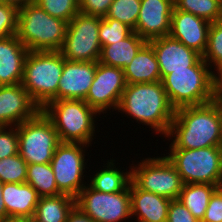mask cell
Returning <instances> with one entry per match:
<instances>
[{"instance_id":"1","label":"cell","mask_w":222,"mask_h":222,"mask_svg":"<svg viewBox=\"0 0 222 222\" xmlns=\"http://www.w3.org/2000/svg\"><path fill=\"white\" fill-rule=\"evenodd\" d=\"M166 137H175L169 144L170 149L221 146L222 99L176 109Z\"/></svg>"},{"instance_id":"2","label":"cell","mask_w":222,"mask_h":222,"mask_svg":"<svg viewBox=\"0 0 222 222\" xmlns=\"http://www.w3.org/2000/svg\"><path fill=\"white\" fill-rule=\"evenodd\" d=\"M117 110L164 136L167 135L175 114L161 81L126 84Z\"/></svg>"},{"instance_id":"3","label":"cell","mask_w":222,"mask_h":222,"mask_svg":"<svg viewBox=\"0 0 222 222\" xmlns=\"http://www.w3.org/2000/svg\"><path fill=\"white\" fill-rule=\"evenodd\" d=\"M201 57L187 69L172 70L162 80L171 106L176 110L185 106L201 105L217 98L214 74Z\"/></svg>"},{"instance_id":"4","label":"cell","mask_w":222,"mask_h":222,"mask_svg":"<svg viewBox=\"0 0 222 222\" xmlns=\"http://www.w3.org/2000/svg\"><path fill=\"white\" fill-rule=\"evenodd\" d=\"M67 25L33 2L19 8L16 36L29 51H60Z\"/></svg>"},{"instance_id":"5","label":"cell","mask_w":222,"mask_h":222,"mask_svg":"<svg viewBox=\"0 0 222 222\" xmlns=\"http://www.w3.org/2000/svg\"><path fill=\"white\" fill-rule=\"evenodd\" d=\"M63 67L64 57L60 51L28 52L21 84L41 110L50 101L57 100Z\"/></svg>"},{"instance_id":"6","label":"cell","mask_w":222,"mask_h":222,"mask_svg":"<svg viewBox=\"0 0 222 222\" xmlns=\"http://www.w3.org/2000/svg\"><path fill=\"white\" fill-rule=\"evenodd\" d=\"M42 111L52 121L61 142L91 145L98 113L84 100H53Z\"/></svg>"},{"instance_id":"7","label":"cell","mask_w":222,"mask_h":222,"mask_svg":"<svg viewBox=\"0 0 222 222\" xmlns=\"http://www.w3.org/2000/svg\"><path fill=\"white\" fill-rule=\"evenodd\" d=\"M172 162L184 184L222 185V146L199 149H170Z\"/></svg>"},{"instance_id":"8","label":"cell","mask_w":222,"mask_h":222,"mask_svg":"<svg viewBox=\"0 0 222 222\" xmlns=\"http://www.w3.org/2000/svg\"><path fill=\"white\" fill-rule=\"evenodd\" d=\"M18 154L27 164L51 163L61 143L52 121L40 110L17 126Z\"/></svg>"},{"instance_id":"9","label":"cell","mask_w":222,"mask_h":222,"mask_svg":"<svg viewBox=\"0 0 222 222\" xmlns=\"http://www.w3.org/2000/svg\"><path fill=\"white\" fill-rule=\"evenodd\" d=\"M137 165L130 169L131 181L139 189L171 200L179 198L184 183L165 154L163 157L145 158Z\"/></svg>"},{"instance_id":"10","label":"cell","mask_w":222,"mask_h":222,"mask_svg":"<svg viewBox=\"0 0 222 222\" xmlns=\"http://www.w3.org/2000/svg\"><path fill=\"white\" fill-rule=\"evenodd\" d=\"M100 16L79 12L67 25L62 56L69 61L98 62L102 46L99 42Z\"/></svg>"},{"instance_id":"11","label":"cell","mask_w":222,"mask_h":222,"mask_svg":"<svg viewBox=\"0 0 222 222\" xmlns=\"http://www.w3.org/2000/svg\"><path fill=\"white\" fill-rule=\"evenodd\" d=\"M77 206L95 222H123L132 218L130 185L117 193H103L85 186L75 198Z\"/></svg>"},{"instance_id":"12","label":"cell","mask_w":222,"mask_h":222,"mask_svg":"<svg viewBox=\"0 0 222 222\" xmlns=\"http://www.w3.org/2000/svg\"><path fill=\"white\" fill-rule=\"evenodd\" d=\"M83 143L61 142L56 148L51 166L58 190L61 194L76 198L86 186L84 179L85 150Z\"/></svg>"},{"instance_id":"13","label":"cell","mask_w":222,"mask_h":222,"mask_svg":"<svg viewBox=\"0 0 222 222\" xmlns=\"http://www.w3.org/2000/svg\"><path fill=\"white\" fill-rule=\"evenodd\" d=\"M126 87L124 70L96 62V73L85 102L99 115L106 110H117Z\"/></svg>"},{"instance_id":"14","label":"cell","mask_w":222,"mask_h":222,"mask_svg":"<svg viewBox=\"0 0 222 222\" xmlns=\"http://www.w3.org/2000/svg\"><path fill=\"white\" fill-rule=\"evenodd\" d=\"M174 0H141L136 27L141 38L150 40L169 35Z\"/></svg>"},{"instance_id":"15","label":"cell","mask_w":222,"mask_h":222,"mask_svg":"<svg viewBox=\"0 0 222 222\" xmlns=\"http://www.w3.org/2000/svg\"><path fill=\"white\" fill-rule=\"evenodd\" d=\"M40 110L21 83L0 86V127L18 126Z\"/></svg>"},{"instance_id":"16","label":"cell","mask_w":222,"mask_h":222,"mask_svg":"<svg viewBox=\"0 0 222 222\" xmlns=\"http://www.w3.org/2000/svg\"><path fill=\"white\" fill-rule=\"evenodd\" d=\"M148 43L155 52L161 80L172 73V70L187 69V67L193 66L202 57L170 35L150 40Z\"/></svg>"},{"instance_id":"17","label":"cell","mask_w":222,"mask_h":222,"mask_svg":"<svg viewBox=\"0 0 222 222\" xmlns=\"http://www.w3.org/2000/svg\"><path fill=\"white\" fill-rule=\"evenodd\" d=\"M210 24L194 14L174 7L169 35L202 56L207 47Z\"/></svg>"},{"instance_id":"18","label":"cell","mask_w":222,"mask_h":222,"mask_svg":"<svg viewBox=\"0 0 222 222\" xmlns=\"http://www.w3.org/2000/svg\"><path fill=\"white\" fill-rule=\"evenodd\" d=\"M96 73V62L69 61L64 67L57 90V100H85Z\"/></svg>"},{"instance_id":"19","label":"cell","mask_w":222,"mask_h":222,"mask_svg":"<svg viewBox=\"0 0 222 222\" xmlns=\"http://www.w3.org/2000/svg\"><path fill=\"white\" fill-rule=\"evenodd\" d=\"M28 52L16 35L0 39V86L22 82Z\"/></svg>"},{"instance_id":"20","label":"cell","mask_w":222,"mask_h":222,"mask_svg":"<svg viewBox=\"0 0 222 222\" xmlns=\"http://www.w3.org/2000/svg\"><path fill=\"white\" fill-rule=\"evenodd\" d=\"M132 216L138 222H167L168 207L171 199L146 192L130 182Z\"/></svg>"},{"instance_id":"21","label":"cell","mask_w":222,"mask_h":222,"mask_svg":"<svg viewBox=\"0 0 222 222\" xmlns=\"http://www.w3.org/2000/svg\"><path fill=\"white\" fill-rule=\"evenodd\" d=\"M39 198L37 191L26 182L3 184L2 199L9 217L32 219Z\"/></svg>"},{"instance_id":"22","label":"cell","mask_w":222,"mask_h":222,"mask_svg":"<svg viewBox=\"0 0 222 222\" xmlns=\"http://www.w3.org/2000/svg\"><path fill=\"white\" fill-rule=\"evenodd\" d=\"M123 70L126 84L161 81L158 61L153 47L148 42Z\"/></svg>"},{"instance_id":"23","label":"cell","mask_w":222,"mask_h":222,"mask_svg":"<svg viewBox=\"0 0 222 222\" xmlns=\"http://www.w3.org/2000/svg\"><path fill=\"white\" fill-rule=\"evenodd\" d=\"M147 43L136 32L123 40L102 46L99 62L124 69Z\"/></svg>"},{"instance_id":"24","label":"cell","mask_w":222,"mask_h":222,"mask_svg":"<svg viewBox=\"0 0 222 222\" xmlns=\"http://www.w3.org/2000/svg\"><path fill=\"white\" fill-rule=\"evenodd\" d=\"M75 206V198L59 194L40 197L35 209L34 222H66L69 212Z\"/></svg>"},{"instance_id":"25","label":"cell","mask_w":222,"mask_h":222,"mask_svg":"<svg viewBox=\"0 0 222 222\" xmlns=\"http://www.w3.org/2000/svg\"><path fill=\"white\" fill-rule=\"evenodd\" d=\"M115 160L111 159L103 166L104 169L96 171V174L90 178L89 185L92 189L103 193H117L124 191L131 182V170L123 172L116 168ZM107 167V168H105Z\"/></svg>"},{"instance_id":"26","label":"cell","mask_w":222,"mask_h":222,"mask_svg":"<svg viewBox=\"0 0 222 222\" xmlns=\"http://www.w3.org/2000/svg\"><path fill=\"white\" fill-rule=\"evenodd\" d=\"M217 188L218 186L212 184H184L178 200L201 222L205 216L210 197Z\"/></svg>"},{"instance_id":"27","label":"cell","mask_w":222,"mask_h":222,"mask_svg":"<svg viewBox=\"0 0 222 222\" xmlns=\"http://www.w3.org/2000/svg\"><path fill=\"white\" fill-rule=\"evenodd\" d=\"M26 183L30 184L37 191L39 197L61 194L50 163L28 164Z\"/></svg>"},{"instance_id":"28","label":"cell","mask_w":222,"mask_h":222,"mask_svg":"<svg viewBox=\"0 0 222 222\" xmlns=\"http://www.w3.org/2000/svg\"><path fill=\"white\" fill-rule=\"evenodd\" d=\"M174 7L210 23L222 20L221 0H174Z\"/></svg>"},{"instance_id":"29","label":"cell","mask_w":222,"mask_h":222,"mask_svg":"<svg viewBox=\"0 0 222 222\" xmlns=\"http://www.w3.org/2000/svg\"><path fill=\"white\" fill-rule=\"evenodd\" d=\"M141 0H113L103 18H112L125 23L133 30L139 17Z\"/></svg>"},{"instance_id":"30","label":"cell","mask_w":222,"mask_h":222,"mask_svg":"<svg viewBox=\"0 0 222 222\" xmlns=\"http://www.w3.org/2000/svg\"><path fill=\"white\" fill-rule=\"evenodd\" d=\"M202 58L210 69L215 66L213 69L217 70L222 65V20L210 24L207 47Z\"/></svg>"},{"instance_id":"31","label":"cell","mask_w":222,"mask_h":222,"mask_svg":"<svg viewBox=\"0 0 222 222\" xmlns=\"http://www.w3.org/2000/svg\"><path fill=\"white\" fill-rule=\"evenodd\" d=\"M28 164L19 155L0 159V181L2 183H25Z\"/></svg>"},{"instance_id":"32","label":"cell","mask_w":222,"mask_h":222,"mask_svg":"<svg viewBox=\"0 0 222 222\" xmlns=\"http://www.w3.org/2000/svg\"><path fill=\"white\" fill-rule=\"evenodd\" d=\"M133 29L112 18H101L99 26V42L101 46L113 44L125 39L133 33Z\"/></svg>"},{"instance_id":"33","label":"cell","mask_w":222,"mask_h":222,"mask_svg":"<svg viewBox=\"0 0 222 222\" xmlns=\"http://www.w3.org/2000/svg\"><path fill=\"white\" fill-rule=\"evenodd\" d=\"M52 17L69 23L79 12L78 0H34Z\"/></svg>"},{"instance_id":"34","label":"cell","mask_w":222,"mask_h":222,"mask_svg":"<svg viewBox=\"0 0 222 222\" xmlns=\"http://www.w3.org/2000/svg\"><path fill=\"white\" fill-rule=\"evenodd\" d=\"M19 9L0 2V39L16 35Z\"/></svg>"},{"instance_id":"35","label":"cell","mask_w":222,"mask_h":222,"mask_svg":"<svg viewBox=\"0 0 222 222\" xmlns=\"http://www.w3.org/2000/svg\"><path fill=\"white\" fill-rule=\"evenodd\" d=\"M16 154H18L17 126L0 127V159Z\"/></svg>"},{"instance_id":"36","label":"cell","mask_w":222,"mask_h":222,"mask_svg":"<svg viewBox=\"0 0 222 222\" xmlns=\"http://www.w3.org/2000/svg\"><path fill=\"white\" fill-rule=\"evenodd\" d=\"M201 222H222V187H218L210 197Z\"/></svg>"},{"instance_id":"37","label":"cell","mask_w":222,"mask_h":222,"mask_svg":"<svg viewBox=\"0 0 222 222\" xmlns=\"http://www.w3.org/2000/svg\"><path fill=\"white\" fill-rule=\"evenodd\" d=\"M167 222H200L178 200H171L168 207Z\"/></svg>"},{"instance_id":"38","label":"cell","mask_w":222,"mask_h":222,"mask_svg":"<svg viewBox=\"0 0 222 222\" xmlns=\"http://www.w3.org/2000/svg\"><path fill=\"white\" fill-rule=\"evenodd\" d=\"M113 0H78L81 13L104 17Z\"/></svg>"},{"instance_id":"39","label":"cell","mask_w":222,"mask_h":222,"mask_svg":"<svg viewBox=\"0 0 222 222\" xmlns=\"http://www.w3.org/2000/svg\"><path fill=\"white\" fill-rule=\"evenodd\" d=\"M66 222H95L85 215L77 206L69 212Z\"/></svg>"},{"instance_id":"40","label":"cell","mask_w":222,"mask_h":222,"mask_svg":"<svg viewBox=\"0 0 222 222\" xmlns=\"http://www.w3.org/2000/svg\"><path fill=\"white\" fill-rule=\"evenodd\" d=\"M215 71L217 72L216 74H214L215 92H216L217 98L222 99V65Z\"/></svg>"},{"instance_id":"41","label":"cell","mask_w":222,"mask_h":222,"mask_svg":"<svg viewBox=\"0 0 222 222\" xmlns=\"http://www.w3.org/2000/svg\"><path fill=\"white\" fill-rule=\"evenodd\" d=\"M0 2L13 5L19 9L23 6H26L29 3H33L34 0H0Z\"/></svg>"},{"instance_id":"42","label":"cell","mask_w":222,"mask_h":222,"mask_svg":"<svg viewBox=\"0 0 222 222\" xmlns=\"http://www.w3.org/2000/svg\"><path fill=\"white\" fill-rule=\"evenodd\" d=\"M3 184L0 181V220H3L5 218H8L9 216L7 215V211L5 208V203L4 200L2 199V189H3Z\"/></svg>"},{"instance_id":"43","label":"cell","mask_w":222,"mask_h":222,"mask_svg":"<svg viewBox=\"0 0 222 222\" xmlns=\"http://www.w3.org/2000/svg\"><path fill=\"white\" fill-rule=\"evenodd\" d=\"M0 222H27V219L25 218H15V217H8L3 220H0Z\"/></svg>"}]
</instances>
